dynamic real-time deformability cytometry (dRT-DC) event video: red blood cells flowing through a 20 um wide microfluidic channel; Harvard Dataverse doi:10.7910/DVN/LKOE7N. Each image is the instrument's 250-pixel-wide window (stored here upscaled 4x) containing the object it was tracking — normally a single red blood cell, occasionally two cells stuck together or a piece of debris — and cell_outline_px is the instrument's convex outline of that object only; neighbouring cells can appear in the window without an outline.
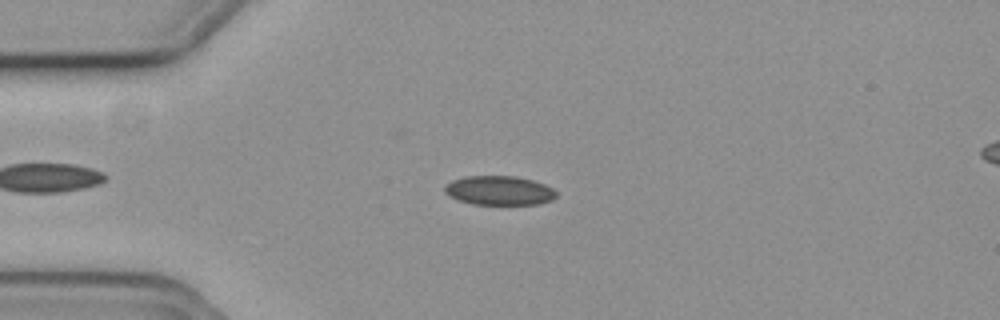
{"species": "common noctule bat (a hibernating species)", "species_latin": "Nyctalus noctula", "temperature_condition": "cold", "stored_images_in_passage": 49, "camera_frame_rate_fps": 3000, "um_per_image_px": 0.085, "animal": {"sex": "female", "body_mass_g": 19.3, "forearm_length_mm": 54.1}, "frame": {"image": 1, "passage_image": 11, "time_ms": 3.333, "image_size_px": [1000, 320], "cell_outline_px": [[556, 196], [552, 200], [540, 204], [472, 204], [456, 200], [448, 196], [444, 192], [444, 188], [452, 180], [464, 176], [516, 176], [532, 180], [544, 184], [552, 188], [556, 192]], "centroid_in_image_um": [42.41, 16.19], "position_along_channel_um": 42.6, "area_um2": 19.07}}
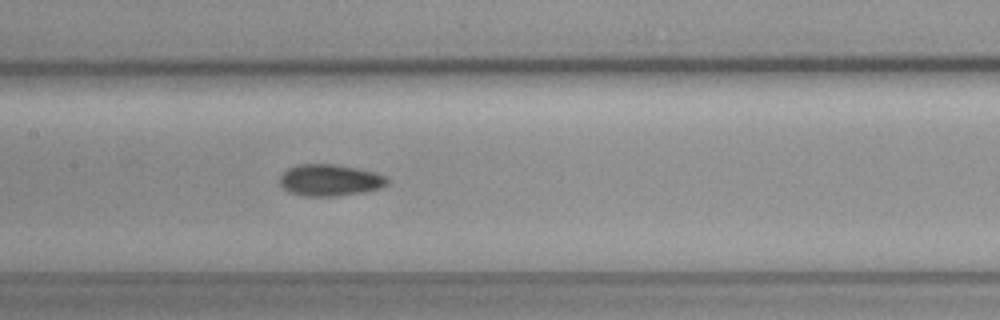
{"frame": {"image": 2, "passage_image": 24, "time_ms": 7.667, "image_size_px": [1000, 320], "cell_outline_px": [[388, 184], [380, 188], [364, 192], [336, 196], [304, 196], [288, 192], [280, 184], [280, 176], [288, 168], [300, 164], [336, 164], [356, 168], [388, 176]], "centroid_in_image_um": [28.04, 15.32], "position_along_channel_um": 179.4, "area_um2": 19.83}}
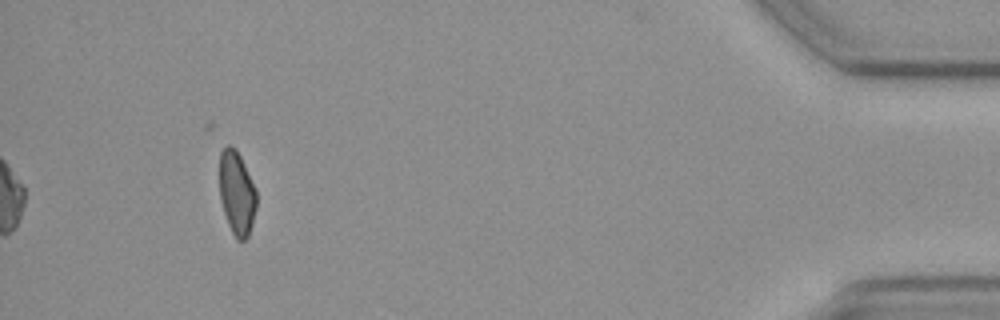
{"frame": {"image": 3, "passage_image": 49, "time_ms": 16.0, "image_size_px": [1000, 320], "cell_outline_px": [[256, 208], [252, 224], [248, 236], [244, 240], [236, 240], [228, 224], [220, 200], [220, 152], [228, 144], [240, 156], [256, 188]], "centroid_in_image_um": [20.13, 16.44], "position_along_channel_um": 415.1, "area_um2": 17.86}, "authors_computed_cell_mechanics": {"area_um2": 19.363, "velocity_mm_per_s": 3.6992, "shape_relaxation_time_tau1_ms": 5.9666, "shape_relaxation_time_tau2_ms": 4.1548, "deformation_change_tau1": 0.0895, "deformation_change_tau2": 0.0932}}